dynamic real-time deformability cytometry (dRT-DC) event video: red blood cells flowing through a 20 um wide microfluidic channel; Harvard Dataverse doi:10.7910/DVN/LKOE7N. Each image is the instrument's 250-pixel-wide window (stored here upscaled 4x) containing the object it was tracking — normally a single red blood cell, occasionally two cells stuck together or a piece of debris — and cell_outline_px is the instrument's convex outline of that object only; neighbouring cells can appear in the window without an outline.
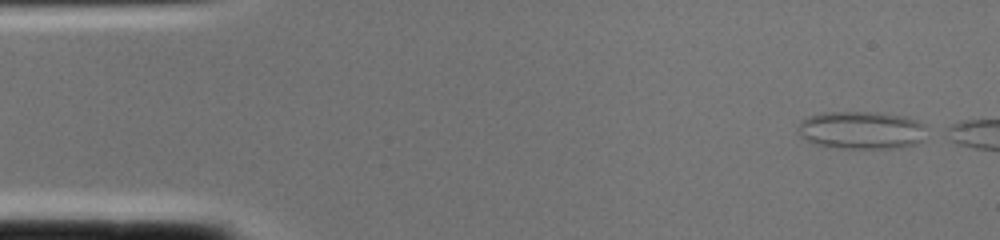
{"species": "common noctule bat (a hibernating species)", "species_latin": "Nyctalus noctula", "temperature_condition": "cold", "stored_images_in_passage": 2, "camera_frame_rate_fps": 3000, "um_per_image_px": 0.085, "animal": {"sex": "female", "body_mass_g": 22.0, "forearm_length_mm": 56.7}, "frame": {"image": 1, "passage_image": 1, "time_ms": 0.0, "image_size_px": [1000, 240], "cell_outline_px": [[924, 140], [916, 144], [892, 148], [840, 148], [816, 144], [800, 136], [796, 132], [796, 128], [800, 120], [808, 116], [820, 112], [876, 112], [904, 116], [916, 120], [924, 124]], "centroid_in_image_um": [73.17, 11.05], "position_along_channel_um": 11.8, "area_um2": 28.55}}